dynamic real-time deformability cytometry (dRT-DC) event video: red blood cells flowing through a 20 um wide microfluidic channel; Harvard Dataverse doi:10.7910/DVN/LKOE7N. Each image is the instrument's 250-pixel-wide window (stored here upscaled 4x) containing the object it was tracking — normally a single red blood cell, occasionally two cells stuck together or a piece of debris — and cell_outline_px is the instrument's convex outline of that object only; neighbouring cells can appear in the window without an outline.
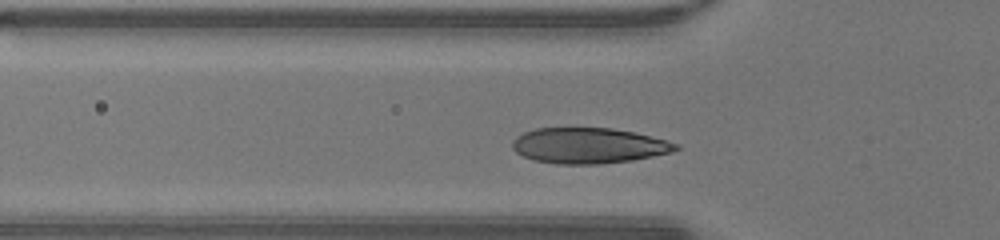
{"species": "human", "species_latin": "Homo sapiens", "temperature_condition": "warm", "stored_images_in_passage": 30, "camera_frame_rate_fps": 3000, "um_per_image_px": 0.085, "donor": {"sex": "male"}, "frame": {"image": 1, "passage_image": 7, "time_ms": 2.0, "image_size_px": [1000, 240], "cell_outline_px": [[680, 148], [672, 152], [632, 160], [600, 164], [556, 164], [532, 160], [516, 152], [512, 148], [512, 140], [516, 136], [524, 132], [536, 128], [612, 128], [632, 132], [680, 144]], "centroid_in_image_um": [50.0, 12.38], "position_along_channel_um": 75.8, "area_um2": 33.87}}
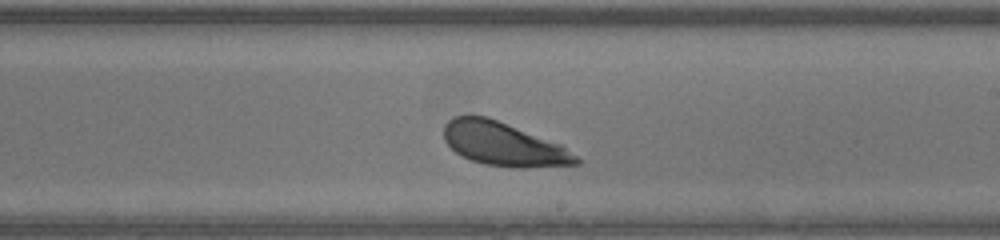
{"frame": {"image": 2, "passage_image": 19, "time_ms": 6.0, "image_size_px": [1000, 240], "cell_outline_px": [[580, 164], [524, 168], [512, 168], [484, 164], [460, 156], [444, 140], [444, 124], [452, 116], [488, 116], [560, 144], [576, 156], [580, 160]], "centroid_in_image_um": [42.77, 12.25], "position_along_channel_um": 246.2, "area_um2": 33.52}}
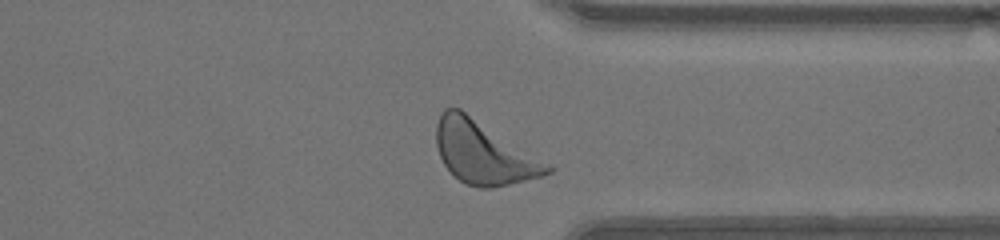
{"frame": {"image": 3, "passage_image": 28, "time_ms": 9.0, "image_size_px": [1000, 240], "cell_outline_px": [[556, 168], [552, 172], [540, 176], [492, 188], [480, 188], [464, 184], [444, 164], [440, 156], [436, 144], [436, 124], [444, 108], [460, 108], [552, 164]], "centroid_in_image_um": [41.14, 12.96], "position_along_channel_um": 370.3, "area_um2": 40.63}, "authors_computed_cell_mechanics": {"area_um2": 33.5818, "velocity_mm_per_s": 4.2343, "shape_relaxation_time_tau1_ms": 1.3972, "shape_relaxation_time_tau2_ms": null, "deformation_change_tau1": 0.1326, "deformation_change_tau2": null}}